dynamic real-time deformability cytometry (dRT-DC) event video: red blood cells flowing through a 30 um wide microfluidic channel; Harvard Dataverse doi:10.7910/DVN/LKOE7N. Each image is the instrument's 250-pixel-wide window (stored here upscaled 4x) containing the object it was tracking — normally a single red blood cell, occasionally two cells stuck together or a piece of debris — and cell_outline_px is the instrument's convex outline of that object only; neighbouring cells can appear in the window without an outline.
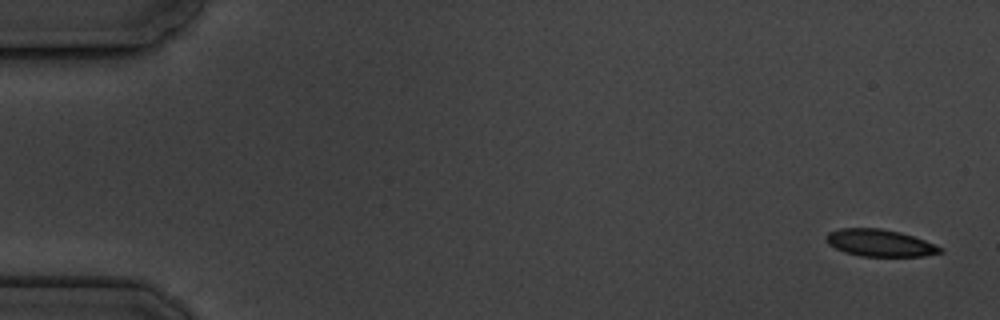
{"species": "common noctule bat (a hibernating species)", "species_latin": "Nyctalus noctula", "temperature_condition": "cold", "stored_images_in_passage": 6, "camera_frame_rate_fps": 3000, "um_per_image_px": 0.085, "animal": {"sex": "male", "body_mass_g": 19.5, "forearm_length_mm": 54.6}, "frame": {"image": 1, "passage_image": 1, "time_ms": 0.0, "image_size_px": [1000, 320], "cell_outline_px": [[944, 252], [924, 256], [860, 256], [844, 252], [828, 244], [824, 236], [828, 232], [840, 228], [880, 228], [900, 232], [924, 240], [944, 248]], "centroid_in_image_um": [74.77, 20.65], "position_along_channel_um": 10.2, "area_um2": 18.03}}
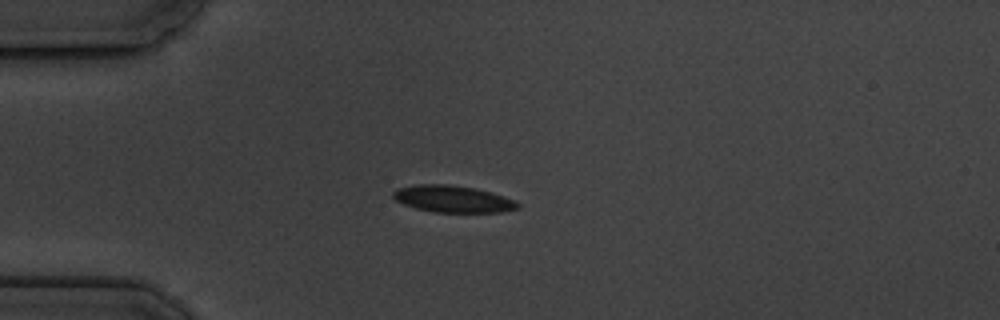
{"frame": {"image": 2, "passage_image": 4, "time_ms": 4.333, "image_size_px": [1000, 320], "cell_outline_px": [[520, 208], [500, 212], [436, 212], [416, 208], [404, 204], [396, 200], [392, 196], [392, 192], [400, 188], [416, 184], [448, 184], [476, 188], [516, 200], [520, 204]], "centroid_in_image_um": [38.51, 16.91], "position_along_channel_um": 46.5, "area_um2": 19.42}}